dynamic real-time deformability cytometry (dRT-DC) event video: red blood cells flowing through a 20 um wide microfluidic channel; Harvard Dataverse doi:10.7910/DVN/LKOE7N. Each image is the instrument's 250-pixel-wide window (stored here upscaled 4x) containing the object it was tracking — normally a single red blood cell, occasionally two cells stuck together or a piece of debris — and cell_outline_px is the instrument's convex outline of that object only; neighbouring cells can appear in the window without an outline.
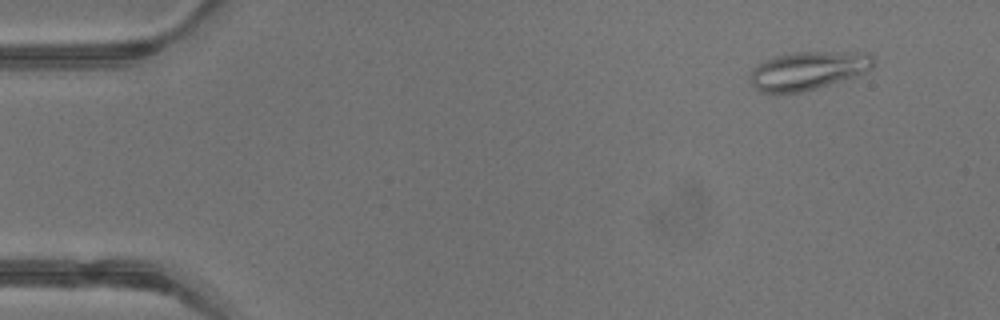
{"species": "common noctule bat (a hibernating species)", "species_latin": "Nyctalus noctula", "temperature_condition": "warm", "stored_images_in_passage": 42, "camera_frame_rate_fps": 3000, "um_per_image_px": 0.085, "animal": {"sex": "male", "body_mass_g": 13.3}, "frame": {"image": 1, "passage_image": 4, "time_ms": 1.0, "image_size_px": [1000, 320], "cell_outline_px": [[872, 68], [864, 72], [816, 88], [800, 92], [776, 96], [760, 92], [748, 80], [752, 68], [776, 56], [796, 52], [868, 52], [872, 56]], "centroid_in_image_um": [68.6, 6.03], "position_along_channel_um": 16.4, "area_um2": 27.51}}
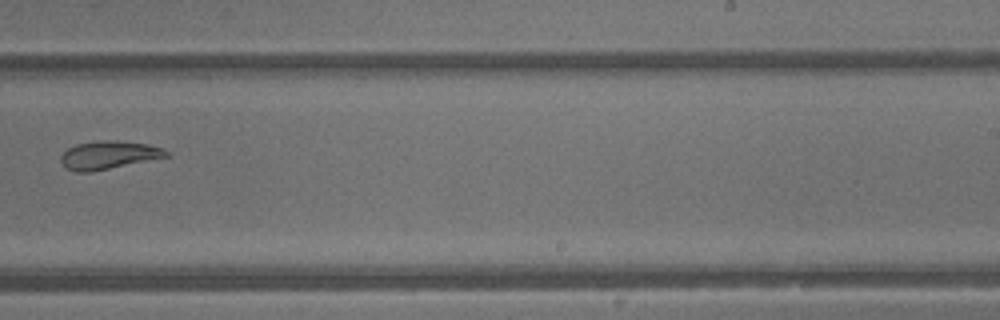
{"frame": {"image": 2, "passage_image": 27, "time_ms": 8.667, "image_size_px": [1000, 320], "cell_outline_px": [[168, 156], [92, 172], [76, 172], [64, 168], [60, 160], [60, 156], [68, 148], [76, 144], [100, 140], [116, 140], [148, 144], [164, 148], [168, 152]], "centroid_in_image_um": [9.19, 13.18], "position_along_channel_um": 279.8, "area_um2": 17.34}}
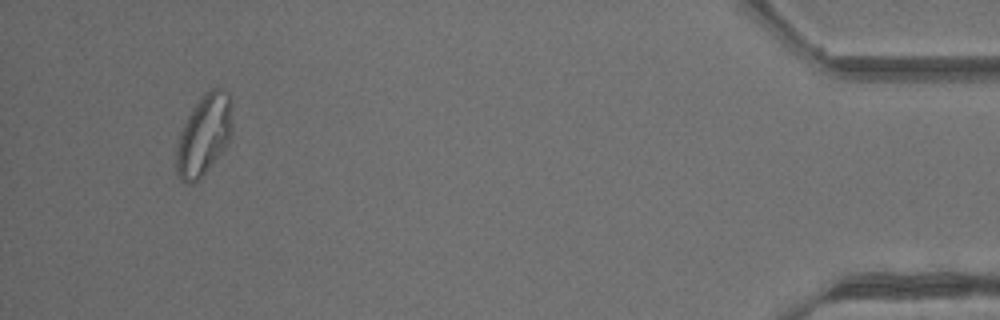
{"frame": {"image": 3, "passage_image": 40, "time_ms": 13.0, "image_size_px": [1000, 320], "cell_outline_px": [[232, 136], [224, 152], [204, 176], [200, 180], [192, 184], [184, 184], [180, 180], [176, 172], [176, 148], [180, 132], [188, 116], [204, 92], [212, 88], [220, 88], [228, 92], [232, 100]], "centroid_in_image_um": [17.37, 11.53], "position_along_channel_um": 417.8, "area_um2": 27.17}, "authors_computed_cell_mechanics": {"area_um2": 22.542, "velocity_mm_per_s": 4.9133, "shape_relaxation_time_tau1_ms": null, "shape_relaxation_time_tau2_ms": 2.5351, "deformation_change_tau1": null, "deformation_change_tau2": 0.0873}}